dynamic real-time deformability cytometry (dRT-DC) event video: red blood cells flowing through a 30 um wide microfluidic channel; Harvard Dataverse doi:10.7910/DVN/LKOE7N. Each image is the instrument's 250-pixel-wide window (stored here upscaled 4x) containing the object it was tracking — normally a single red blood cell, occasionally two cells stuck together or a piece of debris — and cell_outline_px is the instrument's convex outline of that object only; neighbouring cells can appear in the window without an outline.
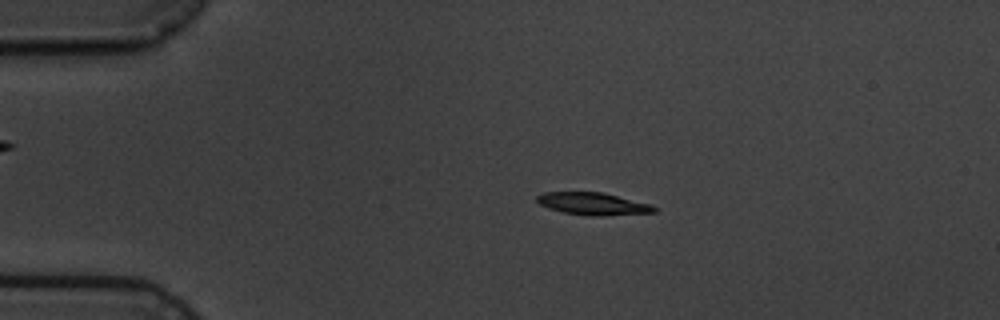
{"species": "common noctule bat (a hibernating species)", "species_latin": "Nyctalus noctula", "temperature_condition": "cold", "stored_images_in_passage": 5, "camera_frame_rate_fps": 3000, "um_per_image_px": 0.085, "animal": {"sex": "male", "body_mass_g": 19.5, "forearm_length_mm": 54.6}, "frame": {"image": 1, "passage_image": 3, "time_ms": 2.333, "image_size_px": [1000, 320], "cell_outline_px": [[656, 212], [604, 216], [592, 216], [564, 212], [548, 208], [540, 204], [536, 200], [536, 196], [544, 192], [604, 192], [652, 204], [656, 208]], "centroid_in_image_um": [50.43, 17.31], "position_along_channel_um": 34.6, "area_um2": 15.37}}